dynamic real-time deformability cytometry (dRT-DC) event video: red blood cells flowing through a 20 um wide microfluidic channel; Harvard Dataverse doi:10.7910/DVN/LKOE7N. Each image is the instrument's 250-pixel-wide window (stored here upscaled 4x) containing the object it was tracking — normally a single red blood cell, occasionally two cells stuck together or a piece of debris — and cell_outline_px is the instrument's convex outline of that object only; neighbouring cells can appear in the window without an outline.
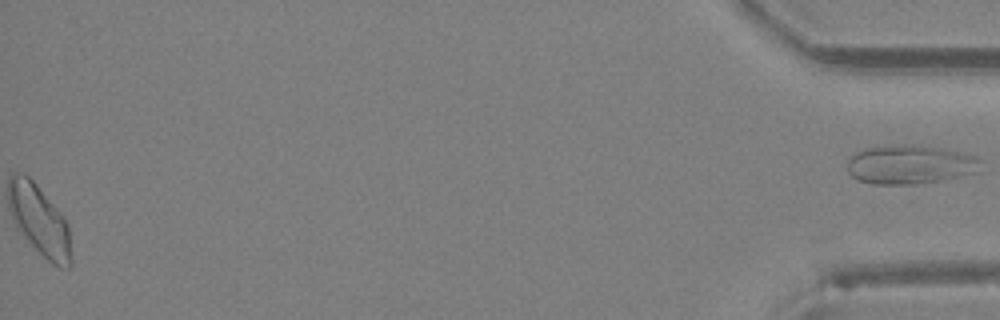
{"species": "Egyptian fruit bat (a non-hibernating species)", "species_latin": "Rousettus aegyptiacus", "temperature_condition": "room temperature", "stored_images_in_passage": 33, "segment_of_instrument_passage": [2, 2], "camera_frame_rate_fps": 3000, "um_per_image_px": 0.085, "animal": {"sex": "female"}, "frame": {"image": 1, "passage_image": 33, "time_ms": 10.667, "image_size_px": [1000, 320], "cell_outline_px": [[984, 160], [980, 172], [940, 180], [916, 184], [872, 184], [856, 180], [848, 172], [848, 160], [856, 152], [864, 148], [904, 144], [908, 144], [944, 148], [976, 156]], "centroid_in_image_um": [77.4, 13.98], "position_along_channel_um": 357.8, "area_um2": 30.63}}